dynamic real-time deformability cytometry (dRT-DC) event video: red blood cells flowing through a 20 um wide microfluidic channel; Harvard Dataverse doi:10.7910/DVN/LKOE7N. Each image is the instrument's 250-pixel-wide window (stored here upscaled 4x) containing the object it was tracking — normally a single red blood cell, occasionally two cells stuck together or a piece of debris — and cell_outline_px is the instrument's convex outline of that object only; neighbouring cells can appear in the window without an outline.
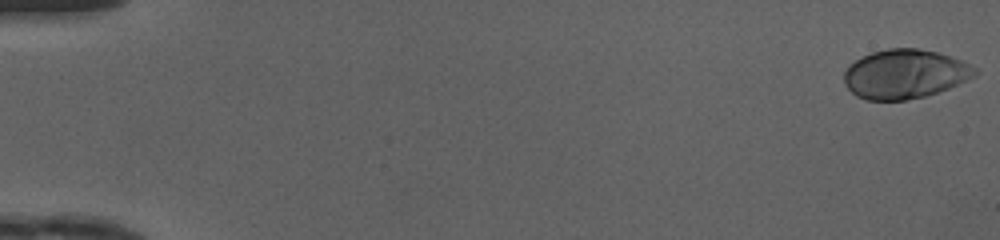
{"species": "human", "species_latin": "Homo sapiens", "temperature_condition": "cold", "stored_images_in_passage": 49, "camera_frame_rate_fps": 3000, "um_per_image_px": 0.085, "donor": {"sex": "female"}, "frame": {"image": 1, "passage_image": 1, "time_ms": 0.0, "image_size_px": [1000, 240], "cell_outline_px": [[980, 72], [976, 76], [968, 80], [948, 88], [924, 96], [904, 100], [868, 100], [856, 96], [844, 84], [844, 72], [848, 64], [872, 52], [888, 48], [916, 48], [936, 52], [960, 60], [976, 68]], "centroid_in_image_um": [76.9, 6.29], "position_along_channel_um": 8.1, "area_um2": 37.34}}
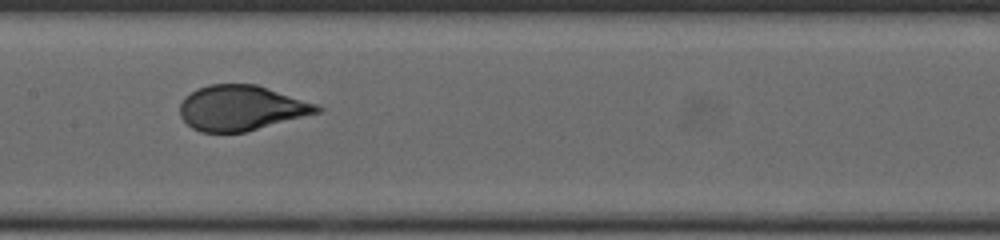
{"frame": {"image": 2, "passage_image": 26, "time_ms": 8.333, "image_size_px": [1000, 240], "cell_outline_px": [[324, 108], [320, 112], [244, 132], [200, 132], [192, 128], [180, 116], [180, 104], [184, 96], [196, 88], [208, 84], [256, 84], [316, 104]], "centroid_in_image_um": [20.46, 9.17], "position_along_channel_um": 186.9, "area_um2": 35.89}}
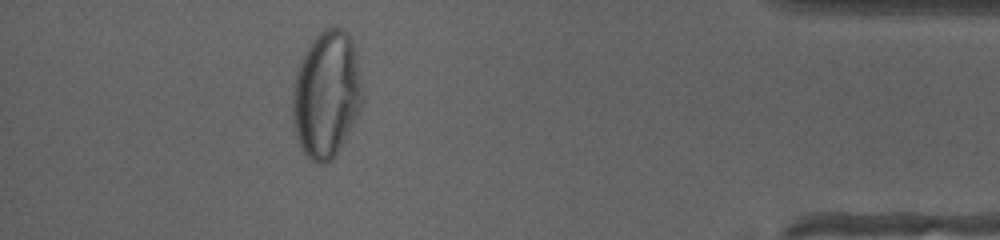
{"frame": {"image": 3, "passage_image": 45, "time_ms": 14.667, "image_size_px": [1000, 240], "cell_outline_px": [[364, 100], [352, 124], [332, 160], [324, 164], [316, 164], [300, 148], [292, 120], [292, 84], [300, 60], [308, 44], [320, 32], [328, 28], [344, 28], [348, 32], [352, 40], [356, 56], [364, 96]], "centroid_in_image_um": [27.72, 8.01], "position_along_channel_um": 407.5, "area_um2": 51.73}, "authors_computed_cell_mechanics": {"area_um2": 37.0498, "velocity_mm_per_s": 4.1772, "shape_relaxation_time_tau1_ms": 5.6281, "shape_relaxation_time_tau2_ms": null, "deformation_change_tau1": 0.2248, "deformation_change_tau2": null}}